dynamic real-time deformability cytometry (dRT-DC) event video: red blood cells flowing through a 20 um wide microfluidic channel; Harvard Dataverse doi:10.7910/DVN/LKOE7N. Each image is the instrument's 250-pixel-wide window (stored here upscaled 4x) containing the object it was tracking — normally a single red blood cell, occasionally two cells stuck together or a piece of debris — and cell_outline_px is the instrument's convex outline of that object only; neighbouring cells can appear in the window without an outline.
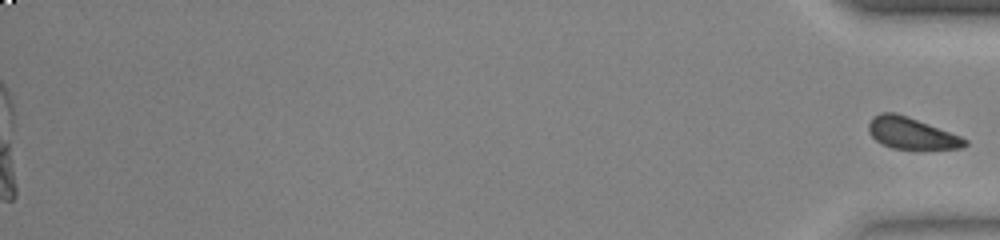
{"species": "common noctule bat (a hibernating species)", "species_latin": "Nyctalus noctula", "temperature_condition": "warm", "stored_images_in_passage": 54, "segment_of_instrument_passage": [2, 2], "camera_frame_rate_fps": 3000, "um_per_image_px": 0.085, "animal": {"sex": "female", "body_mass_g": 23.0, "forearm_length_mm": 53.4}, "frame": {"image": 1, "passage_image": 54, "time_ms": 17.667, "image_size_px": [1000, 240], "cell_outline_px": [[968, 144], [964, 148], [892, 148], [876, 140], [868, 132], [868, 124], [872, 116], [880, 112], [896, 112], [908, 116], [960, 136], [968, 140]], "centroid_in_image_um": [77.44, 11.3], "position_along_channel_um": 357.8, "area_um2": 17.51}}